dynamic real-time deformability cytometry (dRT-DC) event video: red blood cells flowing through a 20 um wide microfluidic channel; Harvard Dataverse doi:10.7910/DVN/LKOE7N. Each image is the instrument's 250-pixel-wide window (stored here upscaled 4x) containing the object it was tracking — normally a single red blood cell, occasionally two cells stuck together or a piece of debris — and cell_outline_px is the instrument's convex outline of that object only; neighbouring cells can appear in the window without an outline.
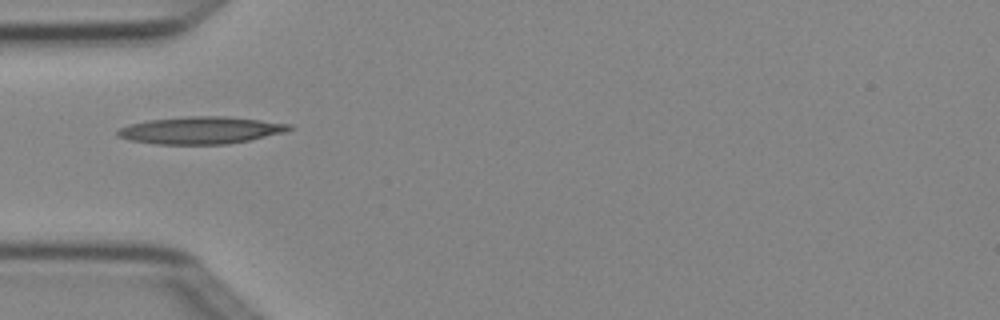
{"species": "Egyptian fruit bat (a non-hibernating species)", "species_latin": "Rousettus aegyptiacus", "temperature_condition": "cold", "stored_images_in_passage": 1, "camera_frame_rate_fps": 3000, "um_per_image_px": 0.085, "animal": {"sex": "female"}, "frame": {"image": 1, "passage_image": 1, "time_ms": 0.0, "image_size_px": [1000, 320], "cell_outline_px": [[296, 128], [284, 132], [248, 140], [228, 144], [156, 144], [128, 140], [116, 136], [116, 132], [120, 128], [128, 124], [148, 120], [188, 116], [224, 116], [260, 120], [292, 124]], "centroid_in_image_um": [17.04, 11.07], "position_along_channel_um": 68.0, "area_um2": 27.28}}